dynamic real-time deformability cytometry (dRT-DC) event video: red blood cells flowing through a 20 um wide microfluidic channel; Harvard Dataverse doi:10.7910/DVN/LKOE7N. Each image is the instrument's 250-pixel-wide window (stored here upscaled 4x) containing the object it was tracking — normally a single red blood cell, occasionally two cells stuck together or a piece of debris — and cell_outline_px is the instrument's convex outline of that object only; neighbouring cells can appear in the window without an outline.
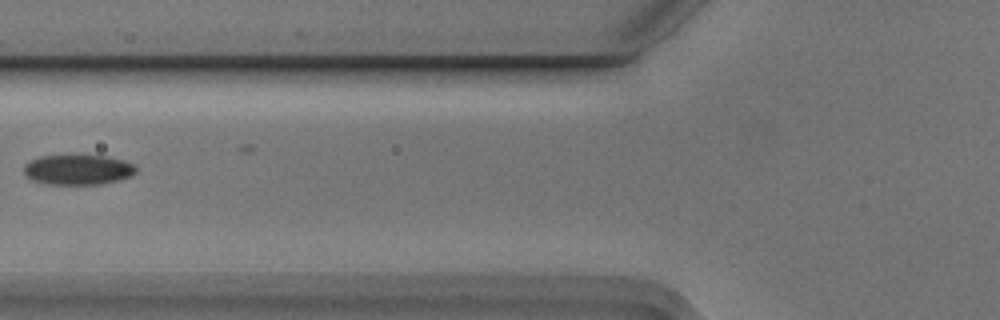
{"species": "Egyptian fruit bat (a non-hibernating species)", "species_latin": "Rousettus aegyptiacus", "temperature_condition": "cold", "stored_images_in_passage": 4, "camera_frame_rate_fps": 3000, "um_per_image_px": 0.085, "animal": {"sex": "male"}, "frame": {"image": 1, "passage_image": 3, "time_ms": 0.667, "image_size_px": [1000, 320], "cell_outline_px": [[136, 172], [132, 176], [100, 184], [44, 184], [32, 180], [24, 172], [24, 164], [40, 156], [108, 156], [124, 160], [136, 164]], "centroid_in_image_um": [6.65, 14.42], "position_along_channel_um": 119.1, "area_um2": 19.59}}
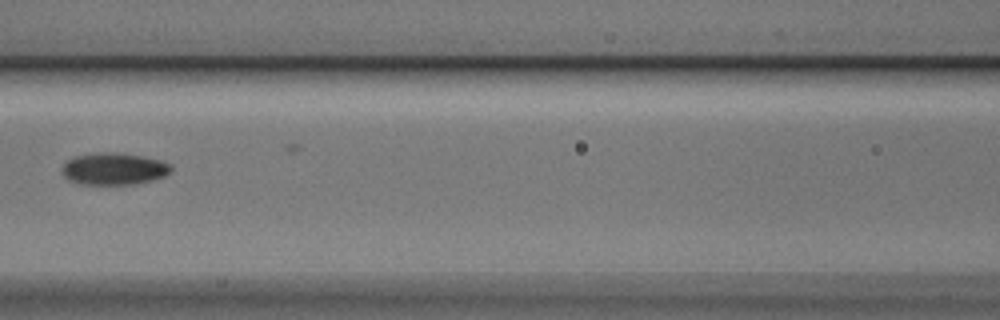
{"frame": {"image": 2, "passage_image": 4, "time_ms": 1.0, "image_size_px": [1000, 320], "cell_outline_px": [[172, 168], [164, 176], [152, 180], [136, 184], [80, 184], [68, 180], [64, 176], [60, 168], [68, 160], [76, 156], [96, 152], [112, 152], [140, 156], [160, 160], [168, 164]], "centroid_in_image_um": [9.63, 14.35], "position_along_channel_um": 157.0, "area_um2": 20.17}}